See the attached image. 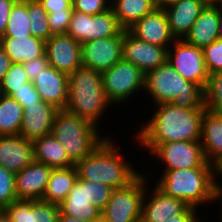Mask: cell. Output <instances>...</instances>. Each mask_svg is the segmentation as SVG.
<instances>
[{"instance_id": "obj_10", "label": "cell", "mask_w": 222, "mask_h": 222, "mask_svg": "<svg viewBox=\"0 0 222 222\" xmlns=\"http://www.w3.org/2000/svg\"><path fill=\"white\" fill-rule=\"evenodd\" d=\"M122 30L110 7L107 11L95 15L73 11L67 34L84 44L95 39L117 36Z\"/></svg>"}, {"instance_id": "obj_41", "label": "cell", "mask_w": 222, "mask_h": 222, "mask_svg": "<svg viewBox=\"0 0 222 222\" xmlns=\"http://www.w3.org/2000/svg\"><path fill=\"white\" fill-rule=\"evenodd\" d=\"M22 64L29 81H32L36 75L41 72V70H44L49 65V62L46 54L44 53L42 56Z\"/></svg>"}, {"instance_id": "obj_18", "label": "cell", "mask_w": 222, "mask_h": 222, "mask_svg": "<svg viewBox=\"0 0 222 222\" xmlns=\"http://www.w3.org/2000/svg\"><path fill=\"white\" fill-rule=\"evenodd\" d=\"M2 212L10 222H58L60 208L42 200H16Z\"/></svg>"}, {"instance_id": "obj_13", "label": "cell", "mask_w": 222, "mask_h": 222, "mask_svg": "<svg viewBox=\"0 0 222 222\" xmlns=\"http://www.w3.org/2000/svg\"><path fill=\"white\" fill-rule=\"evenodd\" d=\"M168 48L140 40L123 29V60L132 63L145 74L167 62Z\"/></svg>"}, {"instance_id": "obj_36", "label": "cell", "mask_w": 222, "mask_h": 222, "mask_svg": "<svg viewBox=\"0 0 222 222\" xmlns=\"http://www.w3.org/2000/svg\"><path fill=\"white\" fill-rule=\"evenodd\" d=\"M113 190L105 184L86 180L87 200L100 211L106 207Z\"/></svg>"}, {"instance_id": "obj_17", "label": "cell", "mask_w": 222, "mask_h": 222, "mask_svg": "<svg viewBox=\"0 0 222 222\" xmlns=\"http://www.w3.org/2000/svg\"><path fill=\"white\" fill-rule=\"evenodd\" d=\"M53 168L33 161L15 173L17 200H42Z\"/></svg>"}, {"instance_id": "obj_32", "label": "cell", "mask_w": 222, "mask_h": 222, "mask_svg": "<svg viewBox=\"0 0 222 222\" xmlns=\"http://www.w3.org/2000/svg\"><path fill=\"white\" fill-rule=\"evenodd\" d=\"M27 10L31 35L47 41L53 35L48 24V13L39 2H27Z\"/></svg>"}, {"instance_id": "obj_5", "label": "cell", "mask_w": 222, "mask_h": 222, "mask_svg": "<svg viewBox=\"0 0 222 222\" xmlns=\"http://www.w3.org/2000/svg\"><path fill=\"white\" fill-rule=\"evenodd\" d=\"M215 170L216 167L164 170L154 185L165 195L181 199L188 206L203 208L204 204L214 202Z\"/></svg>"}, {"instance_id": "obj_2", "label": "cell", "mask_w": 222, "mask_h": 222, "mask_svg": "<svg viewBox=\"0 0 222 222\" xmlns=\"http://www.w3.org/2000/svg\"><path fill=\"white\" fill-rule=\"evenodd\" d=\"M116 142L112 141L110 135L106 136L91 154L77 162L75 167L78 178L102 183L114 190L133 182L141 173L125 160Z\"/></svg>"}, {"instance_id": "obj_52", "label": "cell", "mask_w": 222, "mask_h": 222, "mask_svg": "<svg viewBox=\"0 0 222 222\" xmlns=\"http://www.w3.org/2000/svg\"><path fill=\"white\" fill-rule=\"evenodd\" d=\"M21 2H39L40 0H18Z\"/></svg>"}, {"instance_id": "obj_42", "label": "cell", "mask_w": 222, "mask_h": 222, "mask_svg": "<svg viewBox=\"0 0 222 222\" xmlns=\"http://www.w3.org/2000/svg\"><path fill=\"white\" fill-rule=\"evenodd\" d=\"M39 3L47 13L73 12L72 0H40Z\"/></svg>"}, {"instance_id": "obj_29", "label": "cell", "mask_w": 222, "mask_h": 222, "mask_svg": "<svg viewBox=\"0 0 222 222\" xmlns=\"http://www.w3.org/2000/svg\"><path fill=\"white\" fill-rule=\"evenodd\" d=\"M110 7L124 30L157 8L155 0H113Z\"/></svg>"}, {"instance_id": "obj_4", "label": "cell", "mask_w": 222, "mask_h": 222, "mask_svg": "<svg viewBox=\"0 0 222 222\" xmlns=\"http://www.w3.org/2000/svg\"><path fill=\"white\" fill-rule=\"evenodd\" d=\"M68 79L69 96L65 110L98 127L108 105L112 106L104 91L101 73L82 66L69 74Z\"/></svg>"}, {"instance_id": "obj_11", "label": "cell", "mask_w": 222, "mask_h": 222, "mask_svg": "<svg viewBox=\"0 0 222 222\" xmlns=\"http://www.w3.org/2000/svg\"><path fill=\"white\" fill-rule=\"evenodd\" d=\"M167 61L184 79L205 89L209 74L201 48L176 39L168 48Z\"/></svg>"}, {"instance_id": "obj_51", "label": "cell", "mask_w": 222, "mask_h": 222, "mask_svg": "<svg viewBox=\"0 0 222 222\" xmlns=\"http://www.w3.org/2000/svg\"><path fill=\"white\" fill-rule=\"evenodd\" d=\"M0 222H10L2 211H0Z\"/></svg>"}, {"instance_id": "obj_25", "label": "cell", "mask_w": 222, "mask_h": 222, "mask_svg": "<svg viewBox=\"0 0 222 222\" xmlns=\"http://www.w3.org/2000/svg\"><path fill=\"white\" fill-rule=\"evenodd\" d=\"M219 6H205L184 40L203 49L218 37Z\"/></svg>"}, {"instance_id": "obj_27", "label": "cell", "mask_w": 222, "mask_h": 222, "mask_svg": "<svg viewBox=\"0 0 222 222\" xmlns=\"http://www.w3.org/2000/svg\"><path fill=\"white\" fill-rule=\"evenodd\" d=\"M34 161L44 163L53 169L75 165L68 157L63 145L52 133L33 141Z\"/></svg>"}, {"instance_id": "obj_47", "label": "cell", "mask_w": 222, "mask_h": 222, "mask_svg": "<svg viewBox=\"0 0 222 222\" xmlns=\"http://www.w3.org/2000/svg\"><path fill=\"white\" fill-rule=\"evenodd\" d=\"M58 222H90V221H84V220H81L72 216L62 214L60 212Z\"/></svg>"}, {"instance_id": "obj_43", "label": "cell", "mask_w": 222, "mask_h": 222, "mask_svg": "<svg viewBox=\"0 0 222 222\" xmlns=\"http://www.w3.org/2000/svg\"><path fill=\"white\" fill-rule=\"evenodd\" d=\"M16 1L17 0H0V37H2L6 31L12 6Z\"/></svg>"}, {"instance_id": "obj_23", "label": "cell", "mask_w": 222, "mask_h": 222, "mask_svg": "<svg viewBox=\"0 0 222 222\" xmlns=\"http://www.w3.org/2000/svg\"><path fill=\"white\" fill-rule=\"evenodd\" d=\"M200 142L206 161L222 165V114L205 109Z\"/></svg>"}, {"instance_id": "obj_20", "label": "cell", "mask_w": 222, "mask_h": 222, "mask_svg": "<svg viewBox=\"0 0 222 222\" xmlns=\"http://www.w3.org/2000/svg\"><path fill=\"white\" fill-rule=\"evenodd\" d=\"M147 192L146 189L142 203L141 222H166L173 216L179 215L188 206L181 199L165 195L156 186L149 194L151 198L148 197Z\"/></svg>"}, {"instance_id": "obj_3", "label": "cell", "mask_w": 222, "mask_h": 222, "mask_svg": "<svg viewBox=\"0 0 222 222\" xmlns=\"http://www.w3.org/2000/svg\"><path fill=\"white\" fill-rule=\"evenodd\" d=\"M144 91L151 96L152 105L173 103L184 109L204 106V89L184 79L168 61L145 74Z\"/></svg>"}, {"instance_id": "obj_39", "label": "cell", "mask_w": 222, "mask_h": 222, "mask_svg": "<svg viewBox=\"0 0 222 222\" xmlns=\"http://www.w3.org/2000/svg\"><path fill=\"white\" fill-rule=\"evenodd\" d=\"M73 12H50L48 13V24L51 33L67 34Z\"/></svg>"}, {"instance_id": "obj_1", "label": "cell", "mask_w": 222, "mask_h": 222, "mask_svg": "<svg viewBox=\"0 0 222 222\" xmlns=\"http://www.w3.org/2000/svg\"><path fill=\"white\" fill-rule=\"evenodd\" d=\"M156 111L141 129L134 140L139 144H162L175 141H200L202 108L184 109L173 103L153 105Z\"/></svg>"}, {"instance_id": "obj_53", "label": "cell", "mask_w": 222, "mask_h": 222, "mask_svg": "<svg viewBox=\"0 0 222 222\" xmlns=\"http://www.w3.org/2000/svg\"><path fill=\"white\" fill-rule=\"evenodd\" d=\"M2 97H3V92H2L1 85H0V100H1Z\"/></svg>"}, {"instance_id": "obj_44", "label": "cell", "mask_w": 222, "mask_h": 222, "mask_svg": "<svg viewBox=\"0 0 222 222\" xmlns=\"http://www.w3.org/2000/svg\"><path fill=\"white\" fill-rule=\"evenodd\" d=\"M196 208L187 206L179 215L173 216L166 222H199L198 211ZM200 222H202L200 220Z\"/></svg>"}, {"instance_id": "obj_48", "label": "cell", "mask_w": 222, "mask_h": 222, "mask_svg": "<svg viewBox=\"0 0 222 222\" xmlns=\"http://www.w3.org/2000/svg\"><path fill=\"white\" fill-rule=\"evenodd\" d=\"M179 0H155L157 8L164 9L165 7L178 2Z\"/></svg>"}, {"instance_id": "obj_16", "label": "cell", "mask_w": 222, "mask_h": 222, "mask_svg": "<svg viewBox=\"0 0 222 222\" xmlns=\"http://www.w3.org/2000/svg\"><path fill=\"white\" fill-rule=\"evenodd\" d=\"M132 35L150 44L169 47L176 39L172 35L164 9L156 8L127 29Z\"/></svg>"}, {"instance_id": "obj_40", "label": "cell", "mask_w": 222, "mask_h": 222, "mask_svg": "<svg viewBox=\"0 0 222 222\" xmlns=\"http://www.w3.org/2000/svg\"><path fill=\"white\" fill-rule=\"evenodd\" d=\"M10 96L17 100L23 108H25L26 105H32L41 101L40 95L33 86L32 81L25 83L20 89L15 90Z\"/></svg>"}, {"instance_id": "obj_50", "label": "cell", "mask_w": 222, "mask_h": 222, "mask_svg": "<svg viewBox=\"0 0 222 222\" xmlns=\"http://www.w3.org/2000/svg\"><path fill=\"white\" fill-rule=\"evenodd\" d=\"M206 6H220L222 7V0H203Z\"/></svg>"}, {"instance_id": "obj_38", "label": "cell", "mask_w": 222, "mask_h": 222, "mask_svg": "<svg viewBox=\"0 0 222 222\" xmlns=\"http://www.w3.org/2000/svg\"><path fill=\"white\" fill-rule=\"evenodd\" d=\"M110 3L109 0H72V8L73 11L95 15L107 11Z\"/></svg>"}, {"instance_id": "obj_34", "label": "cell", "mask_w": 222, "mask_h": 222, "mask_svg": "<svg viewBox=\"0 0 222 222\" xmlns=\"http://www.w3.org/2000/svg\"><path fill=\"white\" fill-rule=\"evenodd\" d=\"M27 82H29V79L23 64L12 63L10 69L0 82L3 95L10 96L15 90L20 89Z\"/></svg>"}, {"instance_id": "obj_46", "label": "cell", "mask_w": 222, "mask_h": 222, "mask_svg": "<svg viewBox=\"0 0 222 222\" xmlns=\"http://www.w3.org/2000/svg\"><path fill=\"white\" fill-rule=\"evenodd\" d=\"M12 64L11 59L0 45V82Z\"/></svg>"}, {"instance_id": "obj_26", "label": "cell", "mask_w": 222, "mask_h": 222, "mask_svg": "<svg viewBox=\"0 0 222 222\" xmlns=\"http://www.w3.org/2000/svg\"><path fill=\"white\" fill-rule=\"evenodd\" d=\"M0 45L12 63H24L45 53V41L34 36L0 37Z\"/></svg>"}, {"instance_id": "obj_8", "label": "cell", "mask_w": 222, "mask_h": 222, "mask_svg": "<svg viewBox=\"0 0 222 222\" xmlns=\"http://www.w3.org/2000/svg\"><path fill=\"white\" fill-rule=\"evenodd\" d=\"M101 75L106 96L114 105L124 104L144 91L145 73L130 62L121 60Z\"/></svg>"}, {"instance_id": "obj_21", "label": "cell", "mask_w": 222, "mask_h": 222, "mask_svg": "<svg viewBox=\"0 0 222 222\" xmlns=\"http://www.w3.org/2000/svg\"><path fill=\"white\" fill-rule=\"evenodd\" d=\"M33 161L32 141L19 134L0 136V166L17 173Z\"/></svg>"}, {"instance_id": "obj_30", "label": "cell", "mask_w": 222, "mask_h": 222, "mask_svg": "<svg viewBox=\"0 0 222 222\" xmlns=\"http://www.w3.org/2000/svg\"><path fill=\"white\" fill-rule=\"evenodd\" d=\"M24 108L8 95L0 100V136L18 135L21 129Z\"/></svg>"}, {"instance_id": "obj_6", "label": "cell", "mask_w": 222, "mask_h": 222, "mask_svg": "<svg viewBox=\"0 0 222 222\" xmlns=\"http://www.w3.org/2000/svg\"><path fill=\"white\" fill-rule=\"evenodd\" d=\"M98 130L99 127L90 121L63 109L57 112L51 133L63 145L69 159L76 164L91 154L106 138Z\"/></svg>"}, {"instance_id": "obj_12", "label": "cell", "mask_w": 222, "mask_h": 222, "mask_svg": "<svg viewBox=\"0 0 222 222\" xmlns=\"http://www.w3.org/2000/svg\"><path fill=\"white\" fill-rule=\"evenodd\" d=\"M82 66L100 73L123 60V30L117 35L82 44Z\"/></svg>"}, {"instance_id": "obj_24", "label": "cell", "mask_w": 222, "mask_h": 222, "mask_svg": "<svg viewBox=\"0 0 222 222\" xmlns=\"http://www.w3.org/2000/svg\"><path fill=\"white\" fill-rule=\"evenodd\" d=\"M59 208L62 214L84 221L95 222L101 219V211L87 200L86 180L79 178Z\"/></svg>"}, {"instance_id": "obj_54", "label": "cell", "mask_w": 222, "mask_h": 222, "mask_svg": "<svg viewBox=\"0 0 222 222\" xmlns=\"http://www.w3.org/2000/svg\"><path fill=\"white\" fill-rule=\"evenodd\" d=\"M95 222H105V221H103L102 219H100V220H98V221H95Z\"/></svg>"}, {"instance_id": "obj_9", "label": "cell", "mask_w": 222, "mask_h": 222, "mask_svg": "<svg viewBox=\"0 0 222 222\" xmlns=\"http://www.w3.org/2000/svg\"><path fill=\"white\" fill-rule=\"evenodd\" d=\"M164 163V170L216 167L206 161L200 141L138 144Z\"/></svg>"}, {"instance_id": "obj_15", "label": "cell", "mask_w": 222, "mask_h": 222, "mask_svg": "<svg viewBox=\"0 0 222 222\" xmlns=\"http://www.w3.org/2000/svg\"><path fill=\"white\" fill-rule=\"evenodd\" d=\"M32 83L43 102L52 104L59 110L66 108L69 96L67 74L48 65L36 75Z\"/></svg>"}, {"instance_id": "obj_14", "label": "cell", "mask_w": 222, "mask_h": 222, "mask_svg": "<svg viewBox=\"0 0 222 222\" xmlns=\"http://www.w3.org/2000/svg\"><path fill=\"white\" fill-rule=\"evenodd\" d=\"M82 44L68 34H54L45 41L49 65L67 75L82 67Z\"/></svg>"}, {"instance_id": "obj_35", "label": "cell", "mask_w": 222, "mask_h": 222, "mask_svg": "<svg viewBox=\"0 0 222 222\" xmlns=\"http://www.w3.org/2000/svg\"><path fill=\"white\" fill-rule=\"evenodd\" d=\"M16 200L15 173L0 166V211Z\"/></svg>"}, {"instance_id": "obj_45", "label": "cell", "mask_w": 222, "mask_h": 222, "mask_svg": "<svg viewBox=\"0 0 222 222\" xmlns=\"http://www.w3.org/2000/svg\"><path fill=\"white\" fill-rule=\"evenodd\" d=\"M218 176L221 177L220 179L222 180V165L216 166V170H215V175H214V199H213V201H215V202H213V203H216V201H218L219 199H220L219 202L222 203L221 202V200H222V184H220V182H222V181L219 182L220 179H219ZM220 205H222V204H220Z\"/></svg>"}, {"instance_id": "obj_19", "label": "cell", "mask_w": 222, "mask_h": 222, "mask_svg": "<svg viewBox=\"0 0 222 222\" xmlns=\"http://www.w3.org/2000/svg\"><path fill=\"white\" fill-rule=\"evenodd\" d=\"M58 111L59 109L52 104L42 100L32 105H26L19 135L33 142L50 134Z\"/></svg>"}, {"instance_id": "obj_49", "label": "cell", "mask_w": 222, "mask_h": 222, "mask_svg": "<svg viewBox=\"0 0 222 222\" xmlns=\"http://www.w3.org/2000/svg\"><path fill=\"white\" fill-rule=\"evenodd\" d=\"M218 37L222 39V7L219 6Z\"/></svg>"}, {"instance_id": "obj_22", "label": "cell", "mask_w": 222, "mask_h": 222, "mask_svg": "<svg viewBox=\"0 0 222 222\" xmlns=\"http://www.w3.org/2000/svg\"><path fill=\"white\" fill-rule=\"evenodd\" d=\"M205 6L203 0H179L164 8L175 39L185 38Z\"/></svg>"}, {"instance_id": "obj_7", "label": "cell", "mask_w": 222, "mask_h": 222, "mask_svg": "<svg viewBox=\"0 0 222 222\" xmlns=\"http://www.w3.org/2000/svg\"><path fill=\"white\" fill-rule=\"evenodd\" d=\"M149 179L141 173L129 185L113 190L106 207L101 211L105 222H139L142 203Z\"/></svg>"}, {"instance_id": "obj_28", "label": "cell", "mask_w": 222, "mask_h": 222, "mask_svg": "<svg viewBox=\"0 0 222 222\" xmlns=\"http://www.w3.org/2000/svg\"><path fill=\"white\" fill-rule=\"evenodd\" d=\"M78 179L75 165L53 169L42 201L59 205L72 190Z\"/></svg>"}, {"instance_id": "obj_31", "label": "cell", "mask_w": 222, "mask_h": 222, "mask_svg": "<svg viewBox=\"0 0 222 222\" xmlns=\"http://www.w3.org/2000/svg\"><path fill=\"white\" fill-rule=\"evenodd\" d=\"M29 25L27 2L17 0L12 6L7 28L2 37L31 36Z\"/></svg>"}, {"instance_id": "obj_37", "label": "cell", "mask_w": 222, "mask_h": 222, "mask_svg": "<svg viewBox=\"0 0 222 222\" xmlns=\"http://www.w3.org/2000/svg\"><path fill=\"white\" fill-rule=\"evenodd\" d=\"M202 50L208 74L222 71V39L218 38Z\"/></svg>"}, {"instance_id": "obj_33", "label": "cell", "mask_w": 222, "mask_h": 222, "mask_svg": "<svg viewBox=\"0 0 222 222\" xmlns=\"http://www.w3.org/2000/svg\"><path fill=\"white\" fill-rule=\"evenodd\" d=\"M205 108L222 114V71L209 75L204 89Z\"/></svg>"}]
</instances>
